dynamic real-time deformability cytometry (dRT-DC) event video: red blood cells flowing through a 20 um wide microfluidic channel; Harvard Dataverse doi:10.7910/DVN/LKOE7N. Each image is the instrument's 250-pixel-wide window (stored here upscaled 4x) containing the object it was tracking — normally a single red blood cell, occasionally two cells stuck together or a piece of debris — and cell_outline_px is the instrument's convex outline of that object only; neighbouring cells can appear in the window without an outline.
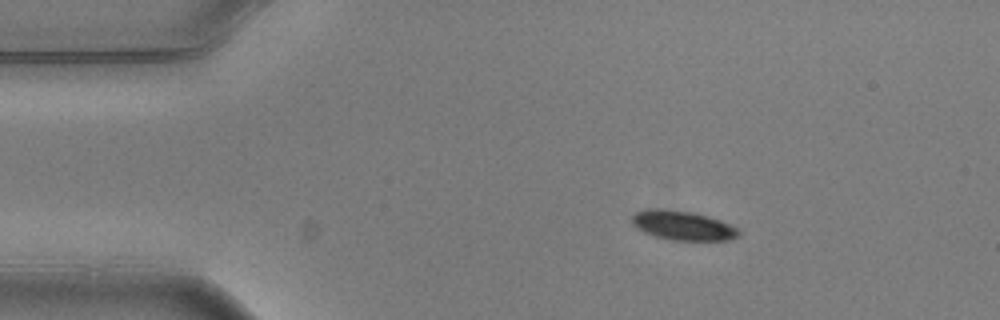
{"species": "common noctule bat (a hibernating species)", "species_latin": "Nyctalus noctula", "temperature_condition": "warm", "stored_images_in_passage": 3, "camera_frame_rate_fps": 3000, "um_per_image_px": 0.085, "animal": {"sex": "male", "body_mass_g": 20.5, "forearm_length_mm": 52.5}, "frame": {"image": 1, "passage_image": 1, "time_ms": 0.0, "image_size_px": [1000, 320], "cell_outline_px": [[740, 236], [728, 240], [672, 240], [656, 236], [644, 232], [636, 228], [632, 224], [632, 216], [636, 212], [644, 208], [656, 208], [692, 212], [708, 216], [720, 220], [736, 228], [740, 232]], "centroid_in_image_um": [58.0, 19.16], "position_along_channel_um": 27.0, "area_um2": 18.21}}